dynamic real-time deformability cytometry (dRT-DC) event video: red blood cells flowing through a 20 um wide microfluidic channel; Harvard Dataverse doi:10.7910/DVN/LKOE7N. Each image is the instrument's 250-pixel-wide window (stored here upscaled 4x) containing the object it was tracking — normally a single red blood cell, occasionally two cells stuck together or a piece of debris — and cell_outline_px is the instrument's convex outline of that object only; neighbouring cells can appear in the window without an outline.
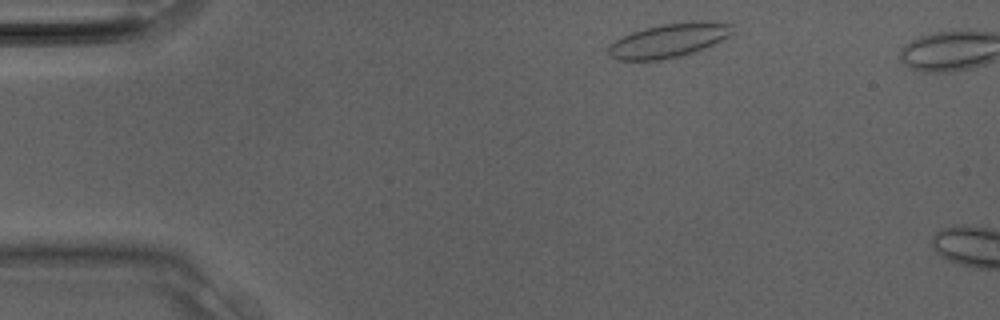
{"species": "Egyptian fruit bat (a non-hibernating species)", "species_latin": "Rousettus aegyptiacus", "temperature_condition": "room temperature", "stored_images_in_passage": 3, "camera_frame_rate_fps": 3000, "um_per_image_px": 0.085, "animal": {"sex": "male"}, "frame": {"image": 1, "passage_image": 2, "time_ms": 0.333, "image_size_px": [1000, 320], "cell_outline_px": [[736, 32], [696, 52], [680, 56], [660, 60], [616, 60], [608, 56], [608, 48], [616, 40], [632, 32], [644, 28], [660, 24], [700, 20], [736, 24]], "centroid_in_image_um": [56.9, 3.42], "position_along_channel_um": 28.1, "area_um2": 24.8}}